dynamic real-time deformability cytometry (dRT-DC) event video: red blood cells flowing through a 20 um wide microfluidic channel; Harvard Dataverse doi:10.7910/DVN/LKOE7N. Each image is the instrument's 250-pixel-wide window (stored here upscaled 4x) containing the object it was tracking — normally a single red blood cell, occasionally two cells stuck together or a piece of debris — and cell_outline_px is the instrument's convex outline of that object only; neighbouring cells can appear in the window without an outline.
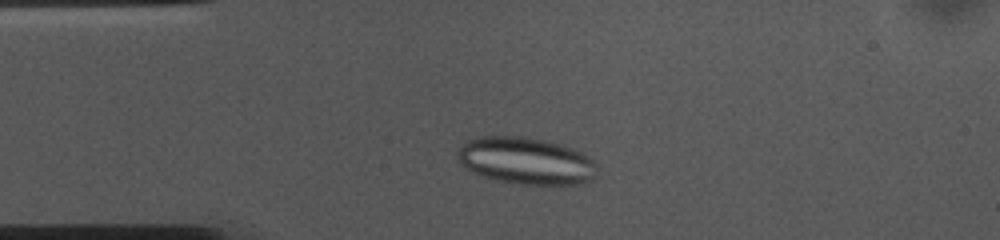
{"species": "common noctule bat (a hibernating species)", "species_latin": "Nyctalus noctula", "temperature_condition": "cold", "stored_images_in_passage": 39, "camera_frame_rate_fps": 3000, "um_per_image_px": 0.085, "animal": {"sex": "female", "body_mass_g": 10.0, "forearm_length_mm": 53.1}, "frame": {"image": 1, "passage_image": 7, "time_ms": 2.0, "image_size_px": [1000, 240], "cell_outline_px": [[596, 180], [580, 184], [520, 184], [496, 180], [484, 176], [464, 168], [460, 164], [456, 152], [468, 140], [480, 136], [528, 136], [560, 144], [572, 148], [596, 160]], "centroid_in_image_um": [44.74, 13.67], "position_along_channel_um": 40.3, "area_um2": 38.49}}
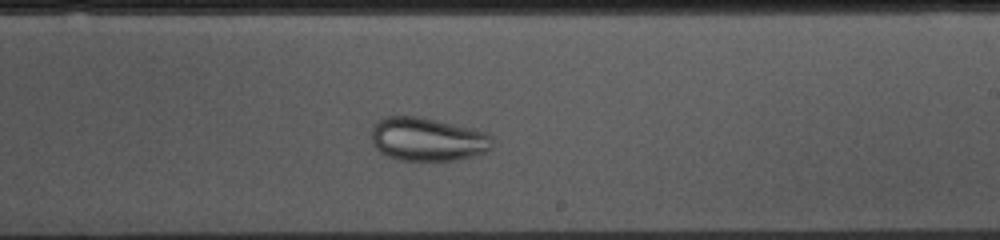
{"frame": {"image": 2, "passage_image": 26, "time_ms": 8.333, "image_size_px": [1000, 240], "cell_outline_px": [[492, 148], [488, 152], [476, 156], [456, 160], [396, 160], [380, 152], [372, 144], [372, 124], [384, 116], [420, 116], [472, 128], [484, 132], [492, 136]], "centroid_in_image_um": [36.34, 11.83], "position_along_channel_um": 252.7, "area_um2": 31.04}}
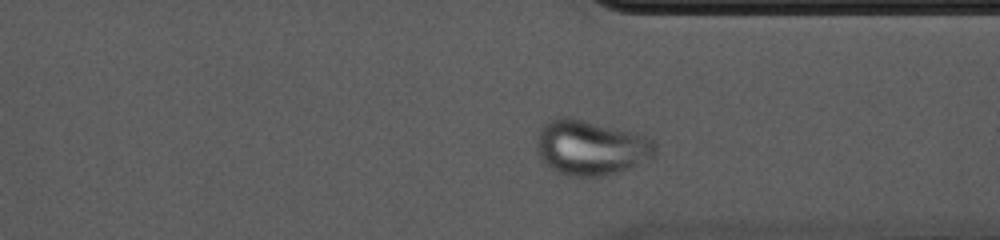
{"frame": {"image": 3, "passage_image": 35, "time_ms": 11.333, "image_size_px": [1000, 240], "cell_outline_px": [[656, 156], [652, 160], [624, 172], [604, 176], [568, 176], [556, 172], [544, 164], [536, 148], [536, 140], [540, 124], [556, 116], [568, 116], [640, 132], [652, 136], [656, 144]], "centroid_in_image_um": [50.29, 12.53], "position_along_channel_um": 361.1, "area_um2": 39.82}}